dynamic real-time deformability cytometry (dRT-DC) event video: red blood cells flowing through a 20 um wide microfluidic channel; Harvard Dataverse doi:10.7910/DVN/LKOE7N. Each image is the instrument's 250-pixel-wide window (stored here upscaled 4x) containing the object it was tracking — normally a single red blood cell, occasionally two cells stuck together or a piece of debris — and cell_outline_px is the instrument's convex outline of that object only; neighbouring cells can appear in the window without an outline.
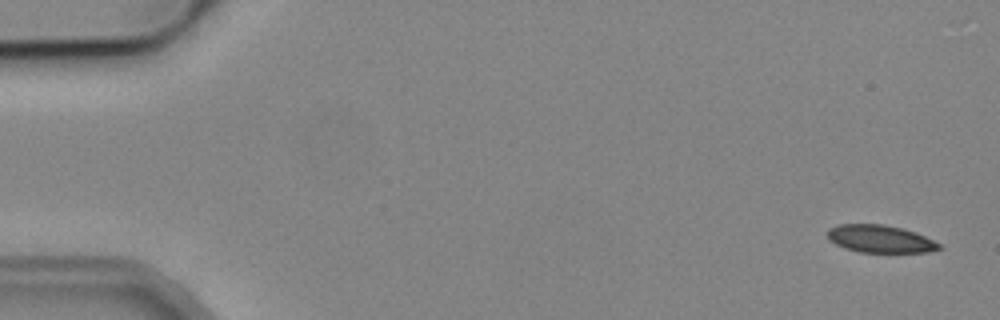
{"species": "common noctule bat (a hibernating species)", "species_latin": "Nyctalus noctula", "temperature_condition": "cold", "stored_images_in_passage": 5, "camera_frame_rate_fps": 3000, "um_per_image_px": 0.085, "animal": {"sex": "male", "body_mass_g": 19.2, "forearm_length_mm": 51.8}, "frame": {"image": 1, "passage_image": 1, "time_ms": 0.0, "image_size_px": [1000, 320], "cell_outline_px": [[944, 248], [928, 252], [860, 252], [844, 248], [828, 240], [828, 228], [836, 224], [884, 224], [904, 228], [916, 232], [940, 244]], "centroid_in_image_um": [74.8, 20.29], "position_along_channel_um": 10.2, "area_um2": 18.09}}